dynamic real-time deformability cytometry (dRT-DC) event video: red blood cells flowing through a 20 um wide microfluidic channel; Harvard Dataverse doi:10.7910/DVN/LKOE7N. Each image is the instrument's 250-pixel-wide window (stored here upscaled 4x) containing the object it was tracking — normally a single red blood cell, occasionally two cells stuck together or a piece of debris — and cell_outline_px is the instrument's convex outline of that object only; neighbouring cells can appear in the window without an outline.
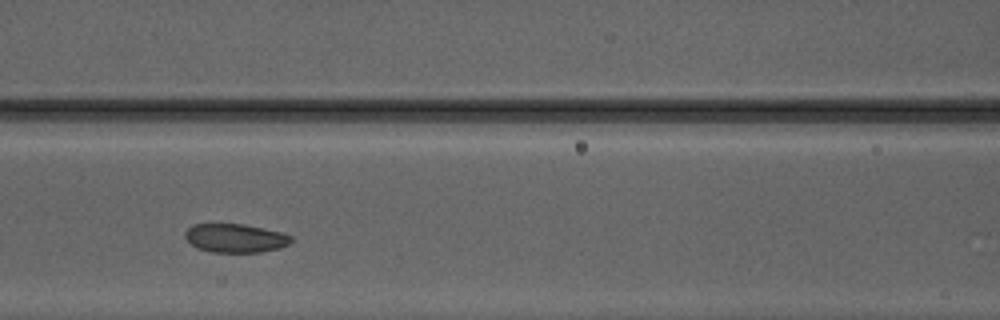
{"species": "Egyptian fruit bat (a non-hibernating species)", "species_latin": "Rousettus aegyptiacus", "temperature_condition": "warm", "stored_images_in_passage": 25, "camera_frame_rate_fps": 3000, "um_per_image_px": 0.085, "animal": {"sex": "male"}, "frame": {"image": 1, "passage_image": 8, "time_ms": 2.333, "image_size_px": [1000, 320], "cell_outline_px": [[292, 240], [288, 244], [280, 248], [260, 252], [212, 252], [196, 248], [184, 236], [184, 232], [192, 224], [244, 224], [280, 232], [292, 236]], "centroid_in_image_um": [19.98, 20.24], "position_along_channel_um": 146.6, "area_um2": 17.69}}
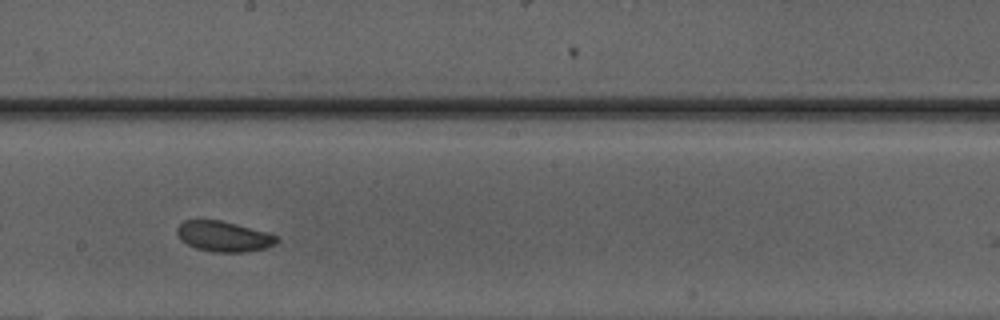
{"frame": {"image": 2, "passage_image": 14, "time_ms": 4.333, "image_size_px": [1000, 320], "cell_outline_px": [[280, 240], [276, 244], [264, 248], [240, 252], [212, 252], [196, 248], [180, 240], [176, 232], [176, 228], [184, 220], [220, 220], [268, 232], [276, 236]], "centroid_in_image_um": [19.0, 20.09], "position_along_channel_um": 229.2, "area_um2": 17.63}}
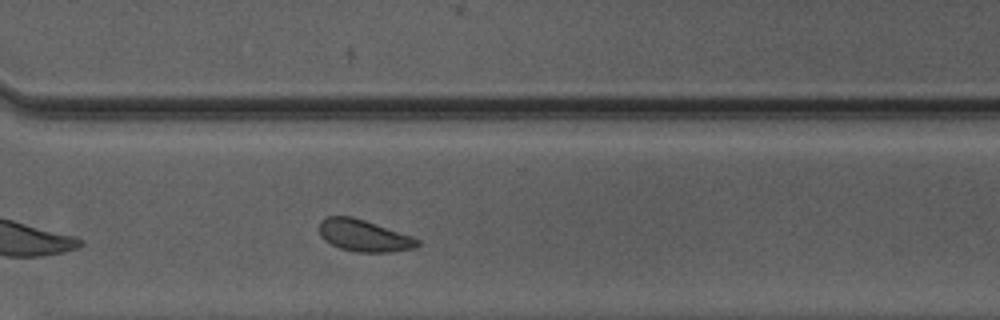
{"frame": {"image": 3, "passage_image": 22, "time_ms": 7.0, "image_size_px": [1000, 320], "cell_outline_px": [[420, 244], [416, 248], [392, 252], [356, 252], [340, 248], [324, 240], [320, 236], [320, 220], [328, 216], [352, 216], [412, 236], [420, 240]], "centroid_in_image_um": [30.94, 20.03], "position_along_channel_um": 339.7, "area_um2": 18.21}, "authors_computed_cell_mechanics": {"area_um2": 18.2648, "velocity_mm_per_s": 4.145, "shape_relaxation_time_tau1_ms": null, "shape_relaxation_time_tau2_ms": 2.3558, "deformation_change_tau1": null, "deformation_change_tau2": 0.0771}}